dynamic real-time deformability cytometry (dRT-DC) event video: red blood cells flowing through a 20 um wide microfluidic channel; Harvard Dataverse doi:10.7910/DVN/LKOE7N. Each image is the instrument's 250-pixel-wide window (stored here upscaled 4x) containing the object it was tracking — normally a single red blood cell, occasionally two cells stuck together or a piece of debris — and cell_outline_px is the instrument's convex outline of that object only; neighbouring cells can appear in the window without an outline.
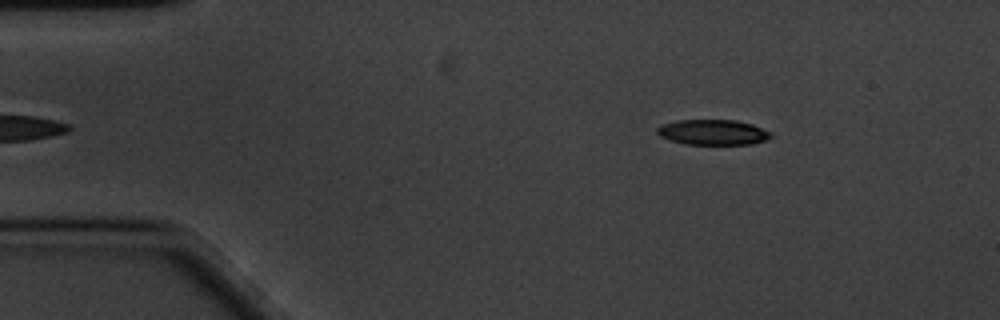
{"species": "common noctule bat (a hibernating species)", "species_latin": "Nyctalus noctula", "temperature_condition": "cold", "stored_images_in_passage": 52, "camera_frame_rate_fps": 3000, "um_per_image_px": 0.085, "animal": {"sex": "male", "body_mass_g": 20.1, "forearm_length_mm": 53.5}, "frame": {"image": 1, "passage_image": 2, "time_ms": 0.333, "image_size_px": [1000, 320], "cell_outline_px": [[772, 136], [764, 140], [752, 144], [684, 144], [660, 136], [656, 132], [656, 128], [660, 124], [676, 120], [736, 120], [752, 124], [772, 132]], "centroid_in_image_um": [60.58, 11.23], "position_along_channel_um": 24.4, "area_um2": 16.82}}
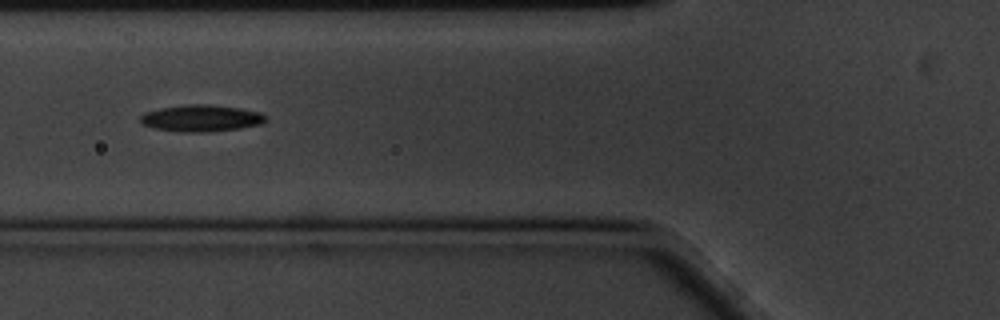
{"frame": {"image": 2, "passage_image": 15, "time_ms": 4.667, "image_size_px": [1000, 320], "cell_outline_px": [[268, 120], [260, 124], [240, 128], [208, 132], [180, 132], [156, 128], [140, 124], [140, 116], [144, 112], [160, 108], [184, 104], [208, 104], [240, 108], [260, 112]], "centroid_in_image_um": [17.07, 10.04], "position_along_channel_um": 108.7, "area_um2": 19.59}}
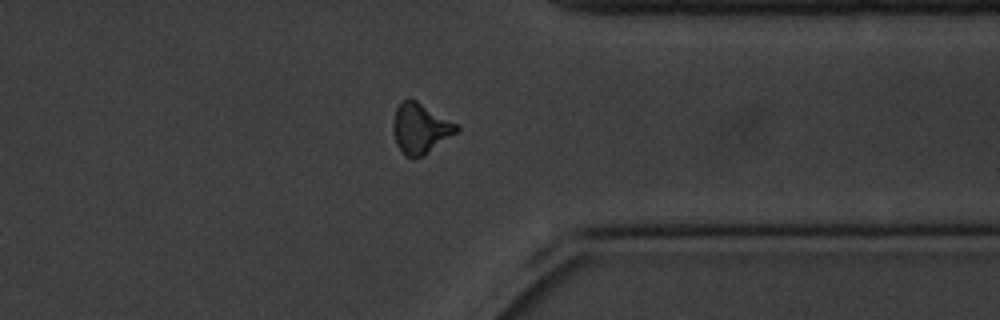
{"frame": {"image": 3, "passage_image": 39, "time_ms": 12.667, "image_size_px": [1000, 320], "cell_outline_px": [[460, 128], [456, 132], [424, 156], [412, 160], [404, 156], [396, 144], [392, 128], [392, 124], [396, 108], [400, 100], [416, 100], [456, 124]], "centroid_in_image_um": [35.67, 10.95], "position_along_channel_um": 375.7, "area_um2": 18.55}, "authors_computed_cell_mechanics": {"area_um2": 17.918, "velocity_mm_per_s": 3.3959, "shape_relaxation_time_tau1_ms": 2.5136, "shape_relaxation_time_tau2_ms": null, "deformation_change_tau1": 0.1209, "deformation_change_tau2": null}}